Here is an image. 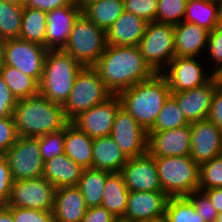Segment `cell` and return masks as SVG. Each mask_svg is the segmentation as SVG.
Masks as SVG:
<instances>
[{
	"instance_id": "1",
	"label": "cell",
	"mask_w": 222,
	"mask_h": 222,
	"mask_svg": "<svg viewBox=\"0 0 222 222\" xmlns=\"http://www.w3.org/2000/svg\"><path fill=\"white\" fill-rule=\"evenodd\" d=\"M93 67L113 95L156 74L145 62L139 46L107 45Z\"/></svg>"
},
{
	"instance_id": "2",
	"label": "cell",
	"mask_w": 222,
	"mask_h": 222,
	"mask_svg": "<svg viewBox=\"0 0 222 222\" xmlns=\"http://www.w3.org/2000/svg\"><path fill=\"white\" fill-rule=\"evenodd\" d=\"M170 95L167 79L161 73H156L152 78L138 82L117 94L121 107L147 132L154 126Z\"/></svg>"
},
{
	"instance_id": "3",
	"label": "cell",
	"mask_w": 222,
	"mask_h": 222,
	"mask_svg": "<svg viewBox=\"0 0 222 222\" xmlns=\"http://www.w3.org/2000/svg\"><path fill=\"white\" fill-rule=\"evenodd\" d=\"M13 118L20 137H39L59 131L69 123L63 105L51 102L40 94L18 99Z\"/></svg>"
},
{
	"instance_id": "4",
	"label": "cell",
	"mask_w": 222,
	"mask_h": 222,
	"mask_svg": "<svg viewBox=\"0 0 222 222\" xmlns=\"http://www.w3.org/2000/svg\"><path fill=\"white\" fill-rule=\"evenodd\" d=\"M83 66L67 52L48 50L39 83V94L51 102L64 105L68 100L76 75Z\"/></svg>"
},
{
	"instance_id": "5",
	"label": "cell",
	"mask_w": 222,
	"mask_h": 222,
	"mask_svg": "<svg viewBox=\"0 0 222 222\" xmlns=\"http://www.w3.org/2000/svg\"><path fill=\"white\" fill-rule=\"evenodd\" d=\"M162 191L168 197H187L198 190L199 165L190 156L155 158Z\"/></svg>"
},
{
	"instance_id": "6",
	"label": "cell",
	"mask_w": 222,
	"mask_h": 222,
	"mask_svg": "<svg viewBox=\"0 0 222 222\" xmlns=\"http://www.w3.org/2000/svg\"><path fill=\"white\" fill-rule=\"evenodd\" d=\"M113 93L106 87L93 66L83 67L76 75L68 100L63 105L66 119L71 122L82 112L107 101Z\"/></svg>"
},
{
	"instance_id": "7",
	"label": "cell",
	"mask_w": 222,
	"mask_h": 222,
	"mask_svg": "<svg viewBox=\"0 0 222 222\" xmlns=\"http://www.w3.org/2000/svg\"><path fill=\"white\" fill-rule=\"evenodd\" d=\"M107 46L106 31L83 13L74 22L66 46L62 49L83 67L94 66Z\"/></svg>"
},
{
	"instance_id": "8",
	"label": "cell",
	"mask_w": 222,
	"mask_h": 222,
	"mask_svg": "<svg viewBox=\"0 0 222 222\" xmlns=\"http://www.w3.org/2000/svg\"><path fill=\"white\" fill-rule=\"evenodd\" d=\"M138 46L149 67L155 73H162L175 57L174 25L148 23Z\"/></svg>"
},
{
	"instance_id": "9",
	"label": "cell",
	"mask_w": 222,
	"mask_h": 222,
	"mask_svg": "<svg viewBox=\"0 0 222 222\" xmlns=\"http://www.w3.org/2000/svg\"><path fill=\"white\" fill-rule=\"evenodd\" d=\"M47 49L20 38L4 40L1 63L20 70L40 83Z\"/></svg>"
},
{
	"instance_id": "10",
	"label": "cell",
	"mask_w": 222,
	"mask_h": 222,
	"mask_svg": "<svg viewBox=\"0 0 222 222\" xmlns=\"http://www.w3.org/2000/svg\"><path fill=\"white\" fill-rule=\"evenodd\" d=\"M13 181L34 179L43 176L38 137H18L15 144L4 154Z\"/></svg>"
},
{
	"instance_id": "11",
	"label": "cell",
	"mask_w": 222,
	"mask_h": 222,
	"mask_svg": "<svg viewBox=\"0 0 222 222\" xmlns=\"http://www.w3.org/2000/svg\"><path fill=\"white\" fill-rule=\"evenodd\" d=\"M56 188L43 176L13 181L6 207L53 211Z\"/></svg>"
},
{
	"instance_id": "12",
	"label": "cell",
	"mask_w": 222,
	"mask_h": 222,
	"mask_svg": "<svg viewBox=\"0 0 222 222\" xmlns=\"http://www.w3.org/2000/svg\"><path fill=\"white\" fill-rule=\"evenodd\" d=\"M199 60L200 57H174L171 60L161 73L167 79L171 92L191 90L213 78V73L206 72Z\"/></svg>"
},
{
	"instance_id": "13",
	"label": "cell",
	"mask_w": 222,
	"mask_h": 222,
	"mask_svg": "<svg viewBox=\"0 0 222 222\" xmlns=\"http://www.w3.org/2000/svg\"><path fill=\"white\" fill-rule=\"evenodd\" d=\"M110 136L128 158L148 151V132L122 107L115 116Z\"/></svg>"
},
{
	"instance_id": "14",
	"label": "cell",
	"mask_w": 222,
	"mask_h": 222,
	"mask_svg": "<svg viewBox=\"0 0 222 222\" xmlns=\"http://www.w3.org/2000/svg\"><path fill=\"white\" fill-rule=\"evenodd\" d=\"M120 108L119 97L113 95L107 101L79 114L71 123L92 139L109 136Z\"/></svg>"
},
{
	"instance_id": "15",
	"label": "cell",
	"mask_w": 222,
	"mask_h": 222,
	"mask_svg": "<svg viewBox=\"0 0 222 222\" xmlns=\"http://www.w3.org/2000/svg\"><path fill=\"white\" fill-rule=\"evenodd\" d=\"M190 157L200 166L222 154V130L209 119L190 123Z\"/></svg>"
},
{
	"instance_id": "16",
	"label": "cell",
	"mask_w": 222,
	"mask_h": 222,
	"mask_svg": "<svg viewBox=\"0 0 222 222\" xmlns=\"http://www.w3.org/2000/svg\"><path fill=\"white\" fill-rule=\"evenodd\" d=\"M120 173L129 191L162 190L155 157H152L148 152L142 156L129 157Z\"/></svg>"
},
{
	"instance_id": "17",
	"label": "cell",
	"mask_w": 222,
	"mask_h": 222,
	"mask_svg": "<svg viewBox=\"0 0 222 222\" xmlns=\"http://www.w3.org/2000/svg\"><path fill=\"white\" fill-rule=\"evenodd\" d=\"M81 14L82 9L74 4L48 11L44 47L47 50L63 49L68 42L74 22Z\"/></svg>"
},
{
	"instance_id": "18",
	"label": "cell",
	"mask_w": 222,
	"mask_h": 222,
	"mask_svg": "<svg viewBox=\"0 0 222 222\" xmlns=\"http://www.w3.org/2000/svg\"><path fill=\"white\" fill-rule=\"evenodd\" d=\"M191 130L187 126L148 132V153L155 158L171 156H190Z\"/></svg>"
},
{
	"instance_id": "19",
	"label": "cell",
	"mask_w": 222,
	"mask_h": 222,
	"mask_svg": "<svg viewBox=\"0 0 222 222\" xmlns=\"http://www.w3.org/2000/svg\"><path fill=\"white\" fill-rule=\"evenodd\" d=\"M217 84L212 78L208 83L191 90L171 92L189 123L208 119Z\"/></svg>"
},
{
	"instance_id": "20",
	"label": "cell",
	"mask_w": 222,
	"mask_h": 222,
	"mask_svg": "<svg viewBox=\"0 0 222 222\" xmlns=\"http://www.w3.org/2000/svg\"><path fill=\"white\" fill-rule=\"evenodd\" d=\"M169 197L162 191H129L124 216L146 222L165 216Z\"/></svg>"
},
{
	"instance_id": "21",
	"label": "cell",
	"mask_w": 222,
	"mask_h": 222,
	"mask_svg": "<svg viewBox=\"0 0 222 222\" xmlns=\"http://www.w3.org/2000/svg\"><path fill=\"white\" fill-rule=\"evenodd\" d=\"M209 33V30L186 21L174 25L175 57H201L206 50Z\"/></svg>"
},
{
	"instance_id": "22",
	"label": "cell",
	"mask_w": 222,
	"mask_h": 222,
	"mask_svg": "<svg viewBox=\"0 0 222 222\" xmlns=\"http://www.w3.org/2000/svg\"><path fill=\"white\" fill-rule=\"evenodd\" d=\"M148 22L130 12L124 13L106 31L107 45L138 46Z\"/></svg>"
},
{
	"instance_id": "23",
	"label": "cell",
	"mask_w": 222,
	"mask_h": 222,
	"mask_svg": "<svg viewBox=\"0 0 222 222\" xmlns=\"http://www.w3.org/2000/svg\"><path fill=\"white\" fill-rule=\"evenodd\" d=\"M87 209L84 197L76 186L56 189L52 211L55 222H81Z\"/></svg>"
},
{
	"instance_id": "24",
	"label": "cell",
	"mask_w": 222,
	"mask_h": 222,
	"mask_svg": "<svg viewBox=\"0 0 222 222\" xmlns=\"http://www.w3.org/2000/svg\"><path fill=\"white\" fill-rule=\"evenodd\" d=\"M92 157V168L109 173L120 172L128 160L110 135L93 139Z\"/></svg>"
},
{
	"instance_id": "25",
	"label": "cell",
	"mask_w": 222,
	"mask_h": 222,
	"mask_svg": "<svg viewBox=\"0 0 222 222\" xmlns=\"http://www.w3.org/2000/svg\"><path fill=\"white\" fill-rule=\"evenodd\" d=\"M83 170L64 153L44 163L43 177L56 189L77 186Z\"/></svg>"
},
{
	"instance_id": "26",
	"label": "cell",
	"mask_w": 222,
	"mask_h": 222,
	"mask_svg": "<svg viewBox=\"0 0 222 222\" xmlns=\"http://www.w3.org/2000/svg\"><path fill=\"white\" fill-rule=\"evenodd\" d=\"M93 139L71 122L65 126L64 153L83 168H92Z\"/></svg>"
},
{
	"instance_id": "27",
	"label": "cell",
	"mask_w": 222,
	"mask_h": 222,
	"mask_svg": "<svg viewBox=\"0 0 222 222\" xmlns=\"http://www.w3.org/2000/svg\"><path fill=\"white\" fill-rule=\"evenodd\" d=\"M221 0H187L183 21L210 32L219 27Z\"/></svg>"
},
{
	"instance_id": "28",
	"label": "cell",
	"mask_w": 222,
	"mask_h": 222,
	"mask_svg": "<svg viewBox=\"0 0 222 222\" xmlns=\"http://www.w3.org/2000/svg\"><path fill=\"white\" fill-rule=\"evenodd\" d=\"M129 190L127 189L122 174L109 173L104 186L101 206L114 216H124L127 208Z\"/></svg>"
},
{
	"instance_id": "29",
	"label": "cell",
	"mask_w": 222,
	"mask_h": 222,
	"mask_svg": "<svg viewBox=\"0 0 222 222\" xmlns=\"http://www.w3.org/2000/svg\"><path fill=\"white\" fill-rule=\"evenodd\" d=\"M124 11V0H95L82 9V13L90 21L105 31L112 26Z\"/></svg>"
},
{
	"instance_id": "30",
	"label": "cell",
	"mask_w": 222,
	"mask_h": 222,
	"mask_svg": "<svg viewBox=\"0 0 222 222\" xmlns=\"http://www.w3.org/2000/svg\"><path fill=\"white\" fill-rule=\"evenodd\" d=\"M109 172L94 168H84L77 188L84 197L88 208L101 206L104 186Z\"/></svg>"
},
{
	"instance_id": "31",
	"label": "cell",
	"mask_w": 222,
	"mask_h": 222,
	"mask_svg": "<svg viewBox=\"0 0 222 222\" xmlns=\"http://www.w3.org/2000/svg\"><path fill=\"white\" fill-rule=\"evenodd\" d=\"M0 76L17 100L39 94V83L34 78L23 74L17 68L0 62Z\"/></svg>"
},
{
	"instance_id": "32",
	"label": "cell",
	"mask_w": 222,
	"mask_h": 222,
	"mask_svg": "<svg viewBox=\"0 0 222 222\" xmlns=\"http://www.w3.org/2000/svg\"><path fill=\"white\" fill-rule=\"evenodd\" d=\"M47 12L32 7H23L19 38L44 46Z\"/></svg>"
},
{
	"instance_id": "33",
	"label": "cell",
	"mask_w": 222,
	"mask_h": 222,
	"mask_svg": "<svg viewBox=\"0 0 222 222\" xmlns=\"http://www.w3.org/2000/svg\"><path fill=\"white\" fill-rule=\"evenodd\" d=\"M23 6L0 0V36L4 40L19 38Z\"/></svg>"
},
{
	"instance_id": "34",
	"label": "cell",
	"mask_w": 222,
	"mask_h": 222,
	"mask_svg": "<svg viewBox=\"0 0 222 222\" xmlns=\"http://www.w3.org/2000/svg\"><path fill=\"white\" fill-rule=\"evenodd\" d=\"M189 124L175 98L170 95L158 114L154 126L148 132L166 131Z\"/></svg>"
},
{
	"instance_id": "35",
	"label": "cell",
	"mask_w": 222,
	"mask_h": 222,
	"mask_svg": "<svg viewBox=\"0 0 222 222\" xmlns=\"http://www.w3.org/2000/svg\"><path fill=\"white\" fill-rule=\"evenodd\" d=\"M165 217L169 222H205L187 197H169Z\"/></svg>"
},
{
	"instance_id": "36",
	"label": "cell",
	"mask_w": 222,
	"mask_h": 222,
	"mask_svg": "<svg viewBox=\"0 0 222 222\" xmlns=\"http://www.w3.org/2000/svg\"><path fill=\"white\" fill-rule=\"evenodd\" d=\"M222 187V154L200 165L198 189Z\"/></svg>"
},
{
	"instance_id": "37",
	"label": "cell",
	"mask_w": 222,
	"mask_h": 222,
	"mask_svg": "<svg viewBox=\"0 0 222 222\" xmlns=\"http://www.w3.org/2000/svg\"><path fill=\"white\" fill-rule=\"evenodd\" d=\"M187 0H158L156 22L177 25L183 21Z\"/></svg>"
},
{
	"instance_id": "38",
	"label": "cell",
	"mask_w": 222,
	"mask_h": 222,
	"mask_svg": "<svg viewBox=\"0 0 222 222\" xmlns=\"http://www.w3.org/2000/svg\"><path fill=\"white\" fill-rule=\"evenodd\" d=\"M65 128L38 137L43 163L64 154Z\"/></svg>"
},
{
	"instance_id": "39",
	"label": "cell",
	"mask_w": 222,
	"mask_h": 222,
	"mask_svg": "<svg viewBox=\"0 0 222 222\" xmlns=\"http://www.w3.org/2000/svg\"><path fill=\"white\" fill-rule=\"evenodd\" d=\"M125 11L130 12L146 22L156 21L158 0H124Z\"/></svg>"
},
{
	"instance_id": "40",
	"label": "cell",
	"mask_w": 222,
	"mask_h": 222,
	"mask_svg": "<svg viewBox=\"0 0 222 222\" xmlns=\"http://www.w3.org/2000/svg\"><path fill=\"white\" fill-rule=\"evenodd\" d=\"M187 198L192 202L196 212L204 218L205 222H215L218 212L203 191H194Z\"/></svg>"
},
{
	"instance_id": "41",
	"label": "cell",
	"mask_w": 222,
	"mask_h": 222,
	"mask_svg": "<svg viewBox=\"0 0 222 222\" xmlns=\"http://www.w3.org/2000/svg\"><path fill=\"white\" fill-rule=\"evenodd\" d=\"M12 212L14 222H55L52 211H42L20 207H7Z\"/></svg>"
},
{
	"instance_id": "42",
	"label": "cell",
	"mask_w": 222,
	"mask_h": 222,
	"mask_svg": "<svg viewBox=\"0 0 222 222\" xmlns=\"http://www.w3.org/2000/svg\"><path fill=\"white\" fill-rule=\"evenodd\" d=\"M209 49V50H208ZM209 62L213 63L212 73L222 66V28L217 27L209 33L206 47Z\"/></svg>"
},
{
	"instance_id": "43",
	"label": "cell",
	"mask_w": 222,
	"mask_h": 222,
	"mask_svg": "<svg viewBox=\"0 0 222 222\" xmlns=\"http://www.w3.org/2000/svg\"><path fill=\"white\" fill-rule=\"evenodd\" d=\"M19 135L13 116L0 118V154L4 155L17 141Z\"/></svg>"
},
{
	"instance_id": "44",
	"label": "cell",
	"mask_w": 222,
	"mask_h": 222,
	"mask_svg": "<svg viewBox=\"0 0 222 222\" xmlns=\"http://www.w3.org/2000/svg\"><path fill=\"white\" fill-rule=\"evenodd\" d=\"M13 179L4 155H0V205H6L9 200Z\"/></svg>"
},
{
	"instance_id": "45",
	"label": "cell",
	"mask_w": 222,
	"mask_h": 222,
	"mask_svg": "<svg viewBox=\"0 0 222 222\" xmlns=\"http://www.w3.org/2000/svg\"><path fill=\"white\" fill-rule=\"evenodd\" d=\"M17 103V99L0 76V118L11 117Z\"/></svg>"
},
{
	"instance_id": "46",
	"label": "cell",
	"mask_w": 222,
	"mask_h": 222,
	"mask_svg": "<svg viewBox=\"0 0 222 222\" xmlns=\"http://www.w3.org/2000/svg\"><path fill=\"white\" fill-rule=\"evenodd\" d=\"M208 119L222 130V87L215 89Z\"/></svg>"
},
{
	"instance_id": "47",
	"label": "cell",
	"mask_w": 222,
	"mask_h": 222,
	"mask_svg": "<svg viewBox=\"0 0 222 222\" xmlns=\"http://www.w3.org/2000/svg\"><path fill=\"white\" fill-rule=\"evenodd\" d=\"M115 217L106 208L96 206L87 209L81 222H113Z\"/></svg>"
},
{
	"instance_id": "48",
	"label": "cell",
	"mask_w": 222,
	"mask_h": 222,
	"mask_svg": "<svg viewBox=\"0 0 222 222\" xmlns=\"http://www.w3.org/2000/svg\"><path fill=\"white\" fill-rule=\"evenodd\" d=\"M73 5L72 0H25L24 6L48 12L58 7Z\"/></svg>"
},
{
	"instance_id": "49",
	"label": "cell",
	"mask_w": 222,
	"mask_h": 222,
	"mask_svg": "<svg viewBox=\"0 0 222 222\" xmlns=\"http://www.w3.org/2000/svg\"><path fill=\"white\" fill-rule=\"evenodd\" d=\"M198 190L203 191L209 197L212 205L215 207L218 213L222 211V187Z\"/></svg>"
},
{
	"instance_id": "50",
	"label": "cell",
	"mask_w": 222,
	"mask_h": 222,
	"mask_svg": "<svg viewBox=\"0 0 222 222\" xmlns=\"http://www.w3.org/2000/svg\"><path fill=\"white\" fill-rule=\"evenodd\" d=\"M0 222H14L12 212L5 205H0Z\"/></svg>"
},
{
	"instance_id": "51",
	"label": "cell",
	"mask_w": 222,
	"mask_h": 222,
	"mask_svg": "<svg viewBox=\"0 0 222 222\" xmlns=\"http://www.w3.org/2000/svg\"><path fill=\"white\" fill-rule=\"evenodd\" d=\"M217 86L222 87V66L213 73Z\"/></svg>"
},
{
	"instance_id": "52",
	"label": "cell",
	"mask_w": 222,
	"mask_h": 222,
	"mask_svg": "<svg viewBox=\"0 0 222 222\" xmlns=\"http://www.w3.org/2000/svg\"><path fill=\"white\" fill-rule=\"evenodd\" d=\"M73 4L81 9L85 8L90 2L95 0H72Z\"/></svg>"
},
{
	"instance_id": "53",
	"label": "cell",
	"mask_w": 222,
	"mask_h": 222,
	"mask_svg": "<svg viewBox=\"0 0 222 222\" xmlns=\"http://www.w3.org/2000/svg\"><path fill=\"white\" fill-rule=\"evenodd\" d=\"M113 222H140L131 218H127L125 216H116Z\"/></svg>"
},
{
	"instance_id": "54",
	"label": "cell",
	"mask_w": 222,
	"mask_h": 222,
	"mask_svg": "<svg viewBox=\"0 0 222 222\" xmlns=\"http://www.w3.org/2000/svg\"><path fill=\"white\" fill-rule=\"evenodd\" d=\"M4 1L19 5V6H23V7L25 3V0H4Z\"/></svg>"
},
{
	"instance_id": "55",
	"label": "cell",
	"mask_w": 222,
	"mask_h": 222,
	"mask_svg": "<svg viewBox=\"0 0 222 222\" xmlns=\"http://www.w3.org/2000/svg\"><path fill=\"white\" fill-rule=\"evenodd\" d=\"M146 222H169V221H168V219L165 216H163L161 218L150 220V221H146Z\"/></svg>"
},
{
	"instance_id": "56",
	"label": "cell",
	"mask_w": 222,
	"mask_h": 222,
	"mask_svg": "<svg viewBox=\"0 0 222 222\" xmlns=\"http://www.w3.org/2000/svg\"><path fill=\"white\" fill-rule=\"evenodd\" d=\"M3 44H4V39L0 36V61L2 58Z\"/></svg>"
},
{
	"instance_id": "57",
	"label": "cell",
	"mask_w": 222,
	"mask_h": 222,
	"mask_svg": "<svg viewBox=\"0 0 222 222\" xmlns=\"http://www.w3.org/2000/svg\"><path fill=\"white\" fill-rule=\"evenodd\" d=\"M215 222H222V211L217 214Z\"/></svg>"
},
{
	"instance_id": "58",
	"label": "cell",
	"mask_w": 222,
	"mask_h": 222,
	"mask_svg": "<svg viewBox=\"0 0 222 222\" xmlns=\"http://www.w3.org/2000/svg\"><path fill=\"white\" fill-rule=\"evenodd\" d=\"M219 27L222 28V0H221V6H220V23Z\"/></svg>"
}]
</instances>
